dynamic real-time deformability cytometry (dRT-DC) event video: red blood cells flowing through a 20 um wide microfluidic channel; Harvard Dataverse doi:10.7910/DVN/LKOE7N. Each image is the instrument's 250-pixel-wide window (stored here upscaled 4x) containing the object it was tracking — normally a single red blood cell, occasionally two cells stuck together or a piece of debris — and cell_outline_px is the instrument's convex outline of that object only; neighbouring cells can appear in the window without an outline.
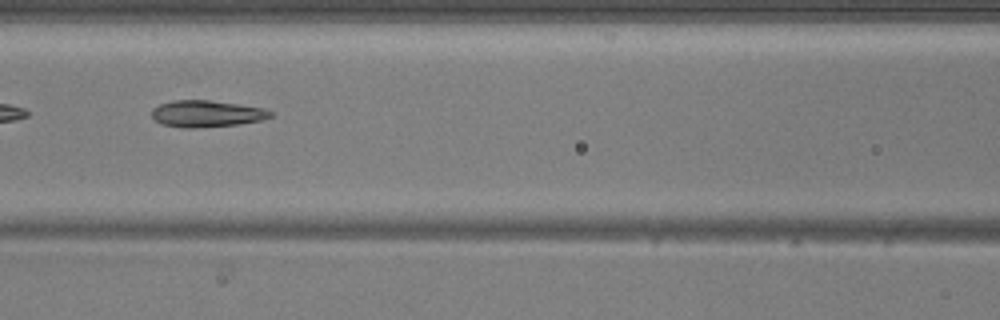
{"species": "common noctule bat (a hibernating species)", "species_latin": "Nyctalus noctula", "temperature_condition": "warm", "stored_images_in_passage": 33, "camera_frame_rate_fps": 3000, "um_per_image_px": 0.085, "animal": {"sex": "male", "body_mass_g": 20.5, "forearm_length_mm": 52.5}, "frame": {"image": 1, "passage_image": 6, "time_ms": 1.667, "image_size_px": [1000, 320], "cell_outline_px": [[272, 116], [260, 120], [240, 124], [196, 128], [184, 128], [160, 124], [152, 116], [152, 108], [160, 104], [172, 100], [208, 100], [264, 108], [272, 112]], "centroid_in_image_um": [17.53, 9.67], "position_along_channel_um": 149.1, "area_um2": 18.38}}
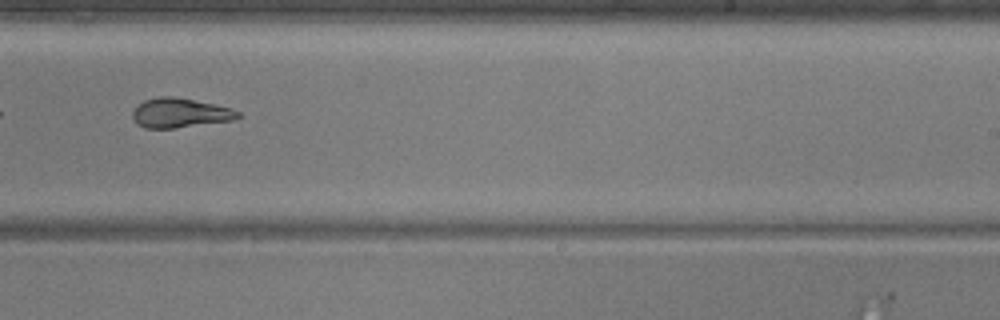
{"frame": {"image": 2, "passage_image": 15, "time_ms": 4.667, "image_size_px": [1000, 320], "cell_outline_px": [[244, 116], [232, 120], [176, 128], [144, 128], [136, 124], [132, 116], [132, 112], [144, 100], [160, 96], [172, 96], [212, 104], [228, 108], [240, 112]], "centroid_in_image_um": [15.28, 9.61], "position_along_channel_um": 273.7, "area_um2": 17.92}}
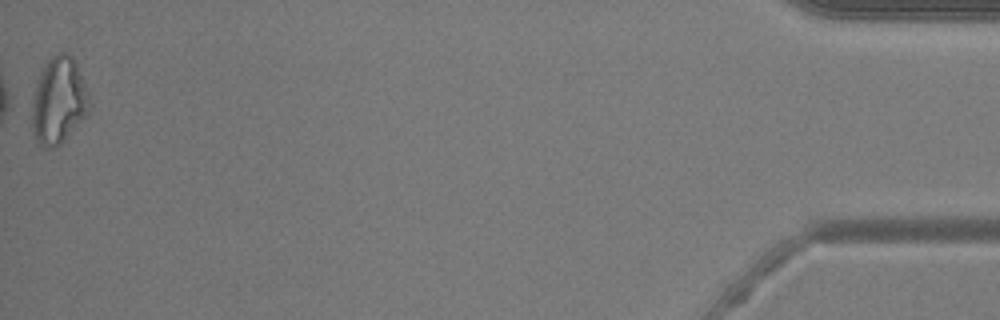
{"frame": {"image": 3, "passage_image": 33, "time_ms": 10.667, "image_size_px": [1000, 320], "cell_outline_px": [[92, 108], [64, 140], [56, 148], [44, 148], [36, 144], [32, 128], [32, 100], [36, 84], [44, 64], [56, 52], [68, 52], [72, 56], [76, 64], [88, 92], [92, 104]], "centroid_in_image_um": [4.98, 8.58], "position_along_channel_um": 430.2, "area_um2": 29.25}}